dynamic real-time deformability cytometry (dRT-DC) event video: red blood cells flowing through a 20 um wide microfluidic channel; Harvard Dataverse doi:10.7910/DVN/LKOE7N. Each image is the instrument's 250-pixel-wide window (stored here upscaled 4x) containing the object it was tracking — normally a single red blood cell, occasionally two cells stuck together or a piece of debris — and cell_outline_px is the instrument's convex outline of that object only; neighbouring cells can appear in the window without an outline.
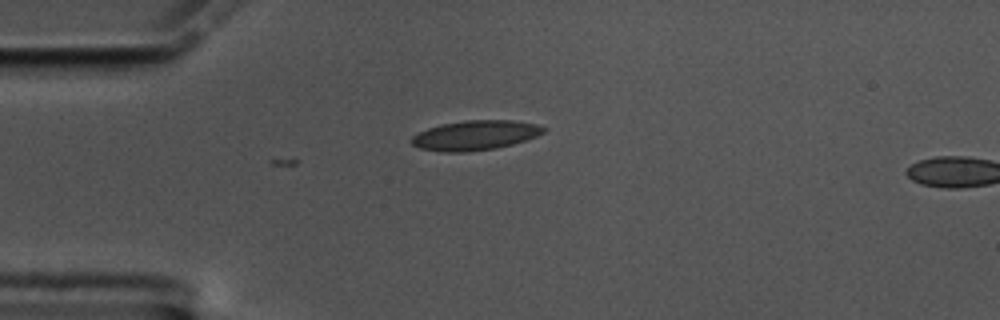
{"species": "common noctule bat (a hibernating species)", "species_latin": "Nyctalus noctula", "temperature_condition": "cold", "stored_images_in_passage": 4, "camera_frame_rate_fps": 3000, "um_per_image_px": 0.085, "animal": {"sex": "male", "body_mass_g": 17.5, "forearm_length_mm": 52.3}, "frame": {"image": 1, "passage_image": 4, "time_ms": 1.0, "image_size_px": [1000, 320], "cell_outline_px": [[548, 128], [544, 132], [536, 136], [512, 144], [496, 148], [468, 152], [444, 152], [420, 148], [412, 144], [408, 140], [412, 136], [428, 128], [440, 124], [464, 120], [512, 120], [536, 124]], "centroid_in_image_um": [40.37, 11.49], "position_along_channel_um": 44.6, "area_um2": 22.89}}